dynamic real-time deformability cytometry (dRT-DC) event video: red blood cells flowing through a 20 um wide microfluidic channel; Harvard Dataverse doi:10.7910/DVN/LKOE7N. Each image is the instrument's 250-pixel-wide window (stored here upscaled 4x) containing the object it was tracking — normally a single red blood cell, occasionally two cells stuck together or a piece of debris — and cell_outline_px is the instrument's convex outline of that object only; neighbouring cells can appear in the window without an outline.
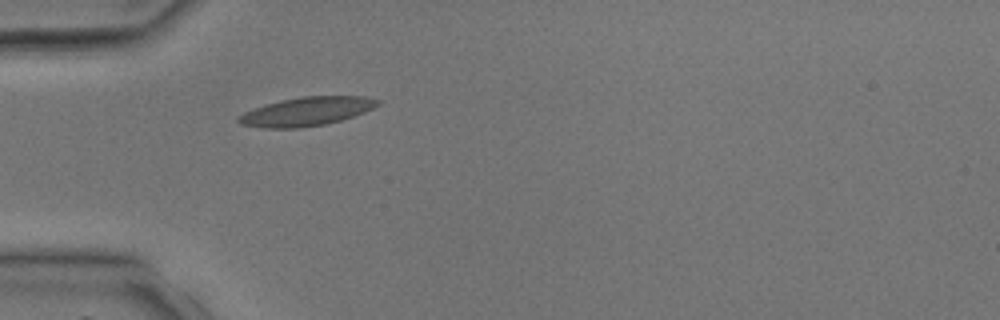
{"species": "common noctule bat (a hibernating species)", "species_latin": "Nyctalus noctula", "temperature_condition": "room temperature", "stored_images_in_passage": 3, "camera_frame_rate_fps": 3000, "um_per_image_px": 0.085, "animal": {"sex": "male", "body_mass_g": 17.9, "forearm_length_mm": 54.2}, "frame": {"image": 1, "passage_image": 3, "time_ms": 2.333, "image_size_px": [1000, 320], "cell_outline_px": [[380, 104], [364, 112], [340, 120], [324, 124], [300, 128], [264, 128], [240, 124], [236, 120], [236, 116], [252, 108], [264, 104], [280, 100], [304, 96], [368, 96], [380, 100]], "centroid_in_image_um": [26.01, 9.47], "position_along_channel_um": 59.0, "area_um2": 23.41}}